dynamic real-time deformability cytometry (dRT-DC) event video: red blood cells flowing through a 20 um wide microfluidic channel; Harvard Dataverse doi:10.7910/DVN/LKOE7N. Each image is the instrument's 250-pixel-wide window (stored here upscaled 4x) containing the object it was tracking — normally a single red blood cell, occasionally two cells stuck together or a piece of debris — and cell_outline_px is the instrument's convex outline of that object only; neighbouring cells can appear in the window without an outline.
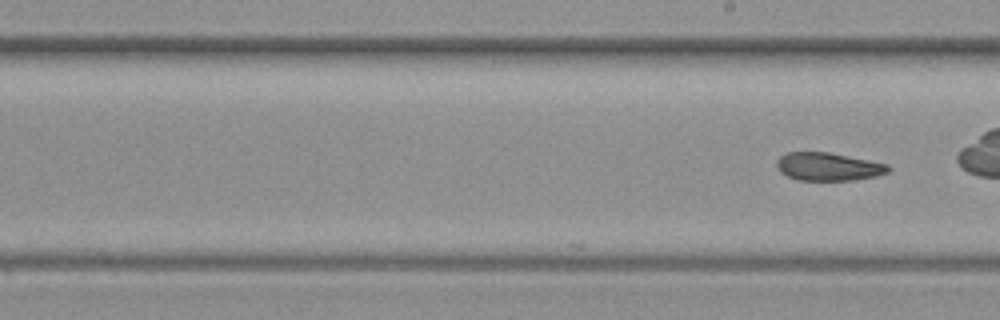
{"species": "common noctule bat (a hibernating species)", "species_latin": "Nyctalus noctula", "temperature_condition": "warm", "stored_images_in_passage": 17, "camera_frame_rate_fps": 3000, "um_per_image_px": 0.085, "animal": {"sex": "female", "body_mass_g": 19.3, "forearm_length_mm": 54.1}, "frame": {"image": 1, "passage_image": 17, "time_ms": 5.333, "image_size_px": [1000, 320], "cell_outline_px": [[892, 168], [888, 172], [876, 176], [852, 180], [796, 180], [780, 172], [776, 168], [776, 160], [780, 156], [788, 152], [828, 152], [888, 164]], "centroid_in_image_um": [70.38, 14.16], "position_along_channel_um": 218.6, "area_um2": 18.26}}